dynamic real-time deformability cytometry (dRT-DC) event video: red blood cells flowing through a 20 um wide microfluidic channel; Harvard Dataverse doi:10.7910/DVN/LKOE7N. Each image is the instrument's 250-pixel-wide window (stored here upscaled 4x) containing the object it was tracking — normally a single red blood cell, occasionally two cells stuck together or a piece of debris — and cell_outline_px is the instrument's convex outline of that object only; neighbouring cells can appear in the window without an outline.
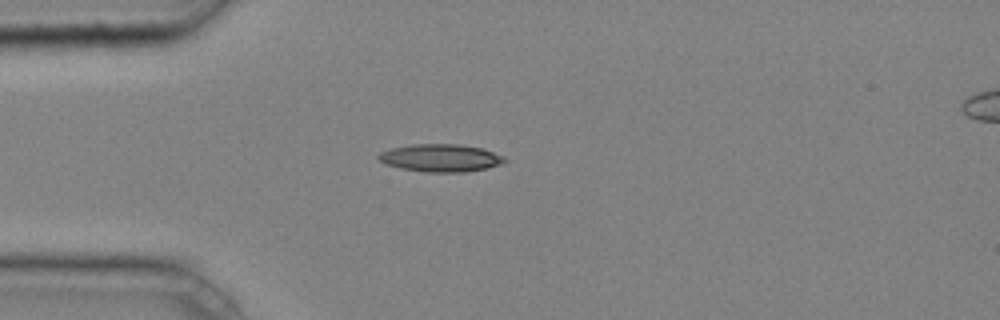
{"species": "common noctule bat (a hibernating species)", "species_latin": "Nyctalus noctula", "temperature_condition": "cold", "stored_images_in_passage": 7, "camera_frame_rate_fps": 3000, "um_per_image_px": 0.085, "animal": {"sex": "male", "body_mass_g": 20.4}, "frame": {"image": 1, "passage_image": 3, "time_ms": 0.667, "image_size_px": [1000, 320], "cell_outline_px": [[508, 160], [500, 164], [488, 168], [464, 172], [424, 172], [400, 168], [384, 164], [376, 156], [380, 152], [392, 148], [412, 144], [460, 144], [480, 148], [504, 156]], "centroid_in_image_um": [37.43, 13.43], "position_along_channel_um": 47.6, "area_um2": 20.35}}